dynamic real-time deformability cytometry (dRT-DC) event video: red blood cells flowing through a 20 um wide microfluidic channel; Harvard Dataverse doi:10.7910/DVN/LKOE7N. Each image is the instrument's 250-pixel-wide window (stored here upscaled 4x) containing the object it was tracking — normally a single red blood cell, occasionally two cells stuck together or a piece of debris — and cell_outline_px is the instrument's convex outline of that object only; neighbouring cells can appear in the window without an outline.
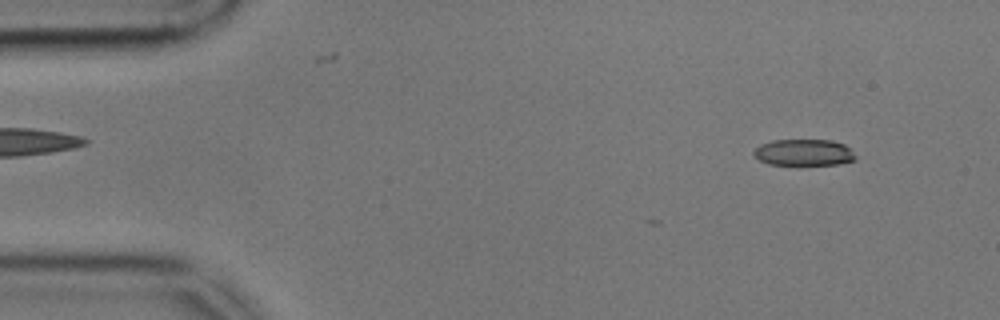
{"species": "common noctule bat (a hibernating species)", "species_latin": "Nyctalus noctula", "temperature_condition": "cold", "stored_images_in_passage": 3, "camera_frame_rate_fps": 3000, "um_per_image_px": 0.085, "animal": {"sex": "male", "body_mass_g": 17.9, "forearm_length_mm": 54.2}, "frame": {"image": 1, "passage_image": 1, "time_ms": 0.0, "image_size_px": [1000, 320], "cell_outline_px": [[856, 160], [840, 164], [800, 168], [768, 164], [760, 160], [752, 152], [760, 144], [772, 140], [832, 140], [844, 144], [856, 156]], "centroid_in_image_um": [68.33, 13.02], "position_along_channel_um": 16.7, "area_um2": 16.59}}